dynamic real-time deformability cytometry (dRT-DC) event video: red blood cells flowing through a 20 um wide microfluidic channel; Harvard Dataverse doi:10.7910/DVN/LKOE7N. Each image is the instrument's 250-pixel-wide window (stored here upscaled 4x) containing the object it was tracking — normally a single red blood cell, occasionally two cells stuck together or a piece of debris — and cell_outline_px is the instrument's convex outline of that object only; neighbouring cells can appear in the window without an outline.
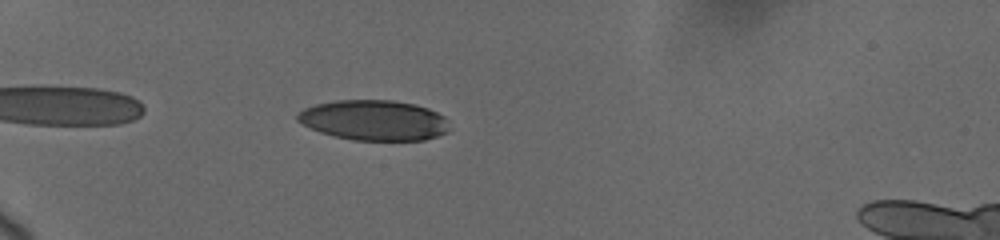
{"species": "human", "species_latin": "Homo sapiens", "temperature_condition": "cold", "stored_images_in_passage": 50, "camera_frame_rate_fps": 3000, "um_per_image_px": 0.085, "donor": {"sex": "female"}, "frame": {"image": 1, "passage_image": 7, "time_ms": 1.333, "image_size_px": [1000, 240], "cell_outline_px": [[448, 132], [424, 140], [352, 140], [320, 132], [296, 120], [296, 112], [304, 108], [316, 104], [336, 100], [392, 100], [416, 104], [428, 108], [444, 116], [448, 120]], "centroid_in_image_um": [31.79, 10.21], "position_along_channel_um": 53.2, "area_um2": 35.72}}
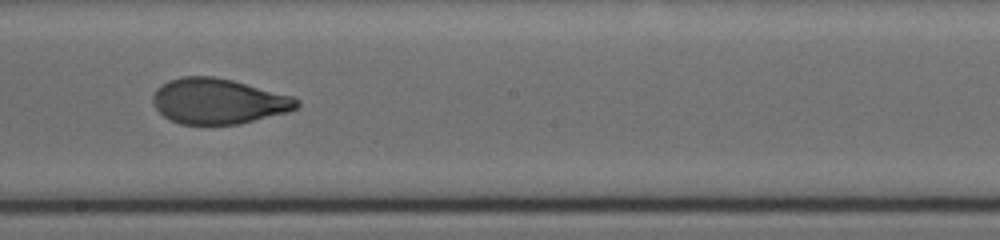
{"frame": {"image": 2, "passage_image": 30, "time_ms": 7.0, "image_size_px": [1000, 240], "cell_outline_px": [[300, 104], [296, 108], [288, 112], [240, 124], [180, 124], [164, 116], [152, 104], [152, 96], [156, 88], [168, 80], [184, 76], [212, 76], [232, 80], [292, 96], [300, 100]], "centroid_in_image_um": [18.55, 8.6], "position_along_channel_um": 229.7, "area_um2": 38.09}}
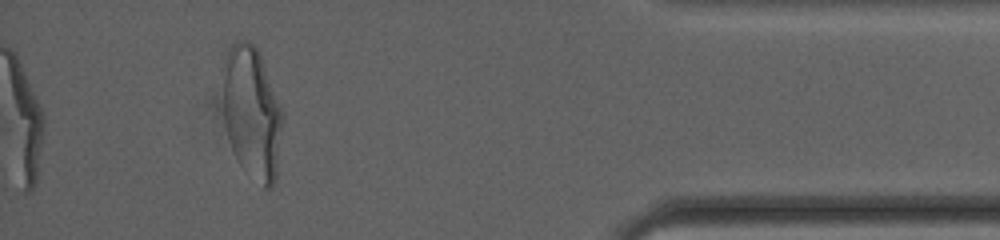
{"frame": {"image": 3, "passage_image": 50, "time_ms": 13.0, "image_size_px": [1000, 240], "cell_outline_px": [[284, 116], [276, 180], [272, 188], [264, 188], [240, 164], [232, 148], [228, 136], [224, 120], [220, 72], [220, 68], [228, 48], [236, 40], [248, 40], [256, 48], [260, 56], [284, 112]], "centroid_in_image_um": [21.39, 9.54], "position_along_channel_um": 413.8, "area_um2": 46.88}, "authors_computed_cell_mechanics": {"area_um2": 38.6682, "velocity_mm_per_s": 3.6871, "shape_relaxation_time_tau1_ms": 5.3936, "shape_relaxation_time_tau2_ms": 0.9597, "deformation_change_tau1": 0.197, "deformation_change_tau2": 0.063}}